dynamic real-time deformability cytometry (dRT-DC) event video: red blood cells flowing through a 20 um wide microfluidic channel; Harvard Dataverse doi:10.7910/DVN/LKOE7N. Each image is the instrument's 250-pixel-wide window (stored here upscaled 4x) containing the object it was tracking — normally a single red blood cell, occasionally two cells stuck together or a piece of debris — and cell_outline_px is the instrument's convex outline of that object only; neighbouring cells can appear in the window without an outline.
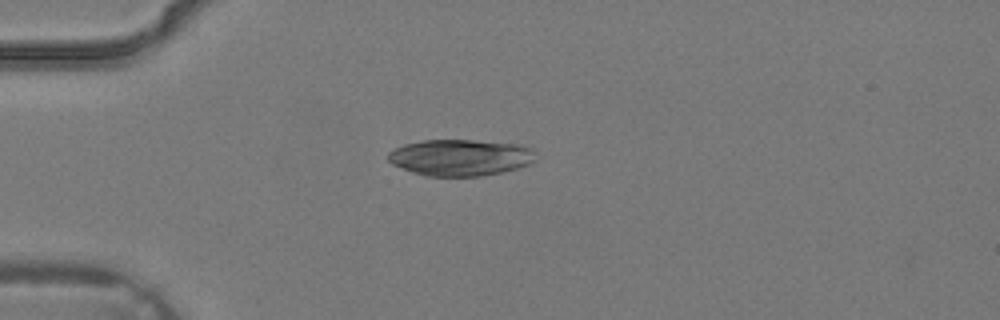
{"species": "common noctule bat (a hibernating species)", "species_latin": "Nyctalus noctula", "temperature_condition": "warm", "stored_images_in_passage": 1, "camera_frame_rate_fps": 3000, "um_per_image_px": 0.085, "animal": {"sex": "male", "body_mass_g": 19.2, "forearm_length_mm": 51.8}, "frame": {"image": 1, "passage_image": 1, "time_ms": 0.0, "image_size_px": [1000, 320], "cell_outline_px": [[536, 160], [528, 164], [504, 172], [480, 176], [428, 176], [412, 172], [392, 164], [388, 160], [388, 152], [404, 144], [424, 140], [472, 140], [520, 144], [532, 148]], "centroid_in_image_um": [39.13, 13.38], "position_along_channel_um": 45.9, "area_um2": 31.33}}